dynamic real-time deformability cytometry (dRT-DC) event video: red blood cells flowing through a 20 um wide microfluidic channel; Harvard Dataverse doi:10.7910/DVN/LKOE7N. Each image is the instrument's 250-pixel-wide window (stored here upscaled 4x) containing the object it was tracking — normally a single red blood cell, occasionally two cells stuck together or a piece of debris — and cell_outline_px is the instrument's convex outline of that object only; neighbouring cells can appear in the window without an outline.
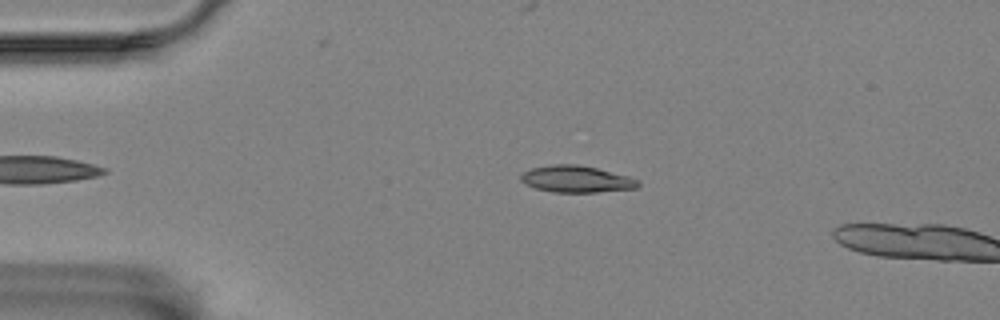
{"species": "Egyptian fruit bat (a non-hibernating species)", "species_latin": "Rousettus aegyptiacus", "temperature_condition": "room temperature", "stored_images_in_passage": 6, "camera_frame_rate_fps": 3000, "um_per_image_px": 0.085, "animal": {"sex": "female"}, "frame": {"image": 1, "passage_image": 4, "time_ms": 1.0, "image_size_px": [1000, 320], "cell_outline_px": [[640, 184], [636, 188], [596, 192], [552, 192], [536, 188], [524, 184], [520, 180], [520, 176], [524, 172], [532, 168], [548, 164], [576, 164], [596, 168], [628, 176], [640, 180]], "centroid_in_image_um": [48.97, 15.22], "position_along_channel_um": 36.0, "area_um2": 18.26}}